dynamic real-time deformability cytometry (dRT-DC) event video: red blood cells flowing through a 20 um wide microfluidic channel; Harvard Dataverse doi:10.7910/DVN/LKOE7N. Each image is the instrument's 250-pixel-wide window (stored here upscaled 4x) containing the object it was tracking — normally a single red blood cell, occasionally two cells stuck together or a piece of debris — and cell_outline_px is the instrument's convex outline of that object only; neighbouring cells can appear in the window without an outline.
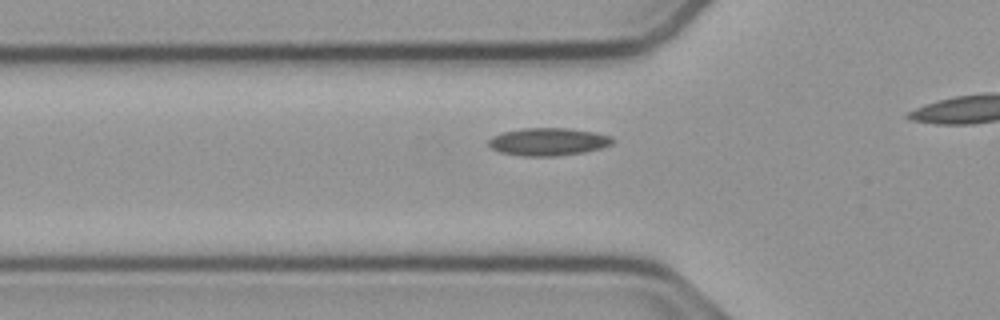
{"species": "common noctule bat (a hibernating species)", "species_latin": "Nyctalus noctula", "temperature_condition": "cold", "stored_images_in_passage": 21, "camera_frame_rate_fps": 3000, "um_per_image_px": 0.085, "animal": {"sex": "male", "body_mass_g": 23.1, "forearm_length_mm": 52.7}, "frame": {"image": 1, "passage_image": 12, "time_ms": 3.667, "image_size_px": [1000, 320], "cell_outline_px": [[616, 140], [612, 144], [600, 148], [584, 152], [556, 156], [524, 156], [500, 152], [492, 148], [488, 144], [488, 140], [492, 136], [504, 132], [524, 128], [568, 128], [592, 132], [612, 136]], "centroid_in_image_um": [46.61, 12.05], "position_along_channel_um": 79.2, "area_um2": 19.94}}
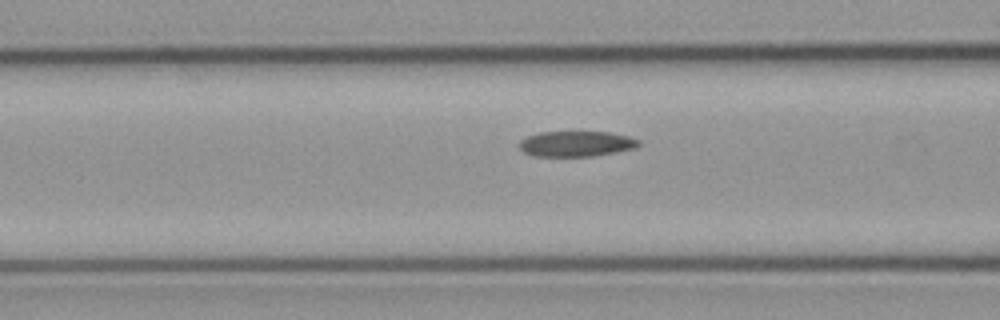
{"frame": {"image": 2, "passage_image": 15, "time_ms": 4.667, "image_size_px": [1000, 320], "cell_outline_px": [[640, 144], [636, 148], [616, 152], [592, 156], [532, 156], [524, 152], [516, 144], [520, 140], [528, 136], [540, 132], [608, 132], [628, 136], [640, 140]], "centroid_in_image_um": [48.96, 12.22], "position_along_channel_um": 117.6, "area_um2": 17.8}}
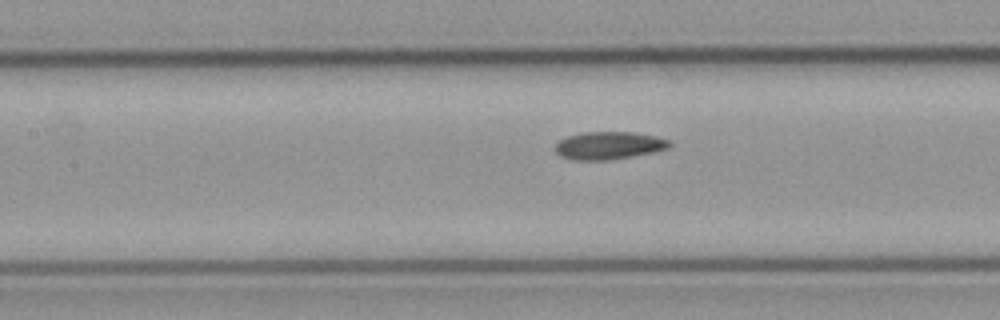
{"frame": {"image": 3, "passage_image": 18, "time_ms": 5.667, "image_size_px": [1000, 320], "cell_outline_px": [[672, 144], [668, 148], [652, 152], [612, 160], [572, 160], [560, 156], [552, 148], [560, 140], [568, 136], [584, 132], [632, 132], [656, 136], [672, 140]], "centroid_in_image_um": [51.75, 12.37], "position_along_channel_um": 155.7, "area_um2": 18.61}}